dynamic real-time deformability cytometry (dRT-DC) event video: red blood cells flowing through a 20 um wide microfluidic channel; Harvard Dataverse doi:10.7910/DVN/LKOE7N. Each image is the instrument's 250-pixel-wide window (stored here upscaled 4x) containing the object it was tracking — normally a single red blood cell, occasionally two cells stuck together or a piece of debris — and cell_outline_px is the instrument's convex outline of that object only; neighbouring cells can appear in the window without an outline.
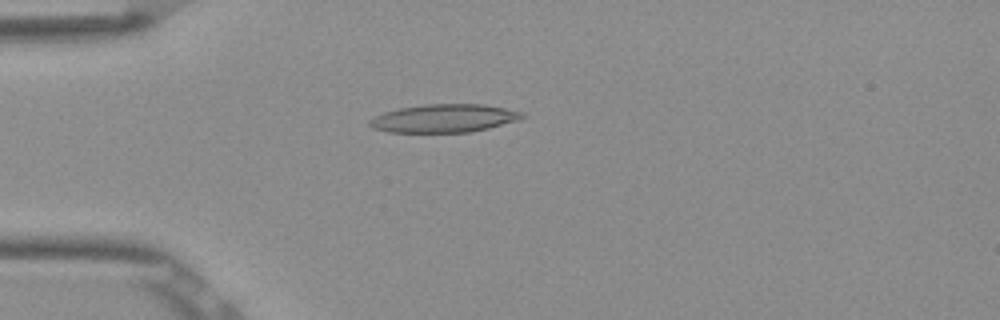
{"species": "Egyptian fruit bat (a non-hibernating species)", "species_latin": "Rousettus aegyptiacus", "temperature_condition": "room temperature", "stored_images_in_passage": 52, "camera_frame_rate_fps": 3000, "um_per_image_px": 0.085, "frame": {"image": 1, "passage_image": 14, "time_ms": 4.333, "image_size_px": [1000, 320], "cell_outline_px": [[528, 116], [516, 120], [488, 128], [472, 132], [388, 132], [372, 128], [368, 124], [368, 120], [384, 112], [400, 108], [428, 104], [484, 104], [524, 112]], "centroid_in_image_um": [37.75, 10.05], "position_along_channel_um": 47.3, "area_um2": 24.97}}
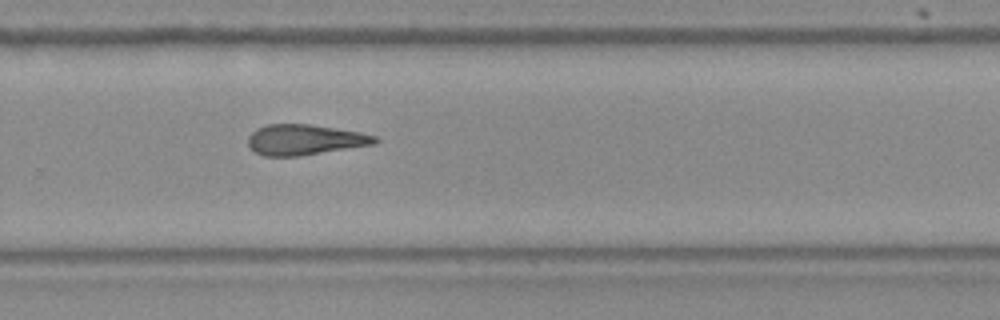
{"frame": {"image": 2, "passage_image": 35, "time_ms": 11.333, "image_size_px": [1000, 320], "cell_outline_px": [[380, 140], [376, 144], [300, 156], [264, 156], [256, 152], [248, 144], [248, 136], [256, 128], [268, 124], [308, 124], [360, 132], [376, 136]], "centroid_in_image_um": [25.92, 11.88], "position_along_channel_um": 303.9, "area_um2": 22.54}}
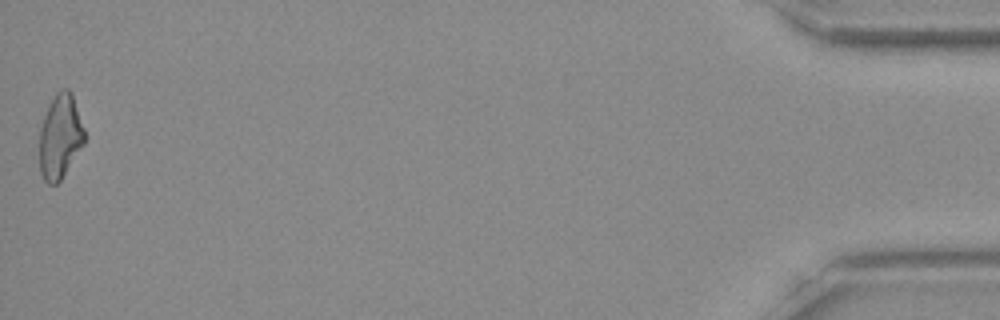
{"frame": {"image": 3, "passage_image": 52, "time_ms": 17.0, "image_size_px": [1000, 320], "cell_outline_px": [[84, 144], [60, 180], [56, 184], [48, 184], [44, 180], [40, 172], [40, 128], [44, 116], [56, 92], [64, 88], [68, 88], [72, 92], [84, 128]], "centroid_in_image_um": [5.11, 11.6], "position_along_channel_um": 430.1, "area_um2": 21.91}, "authors_computed_cell_mechanics": {"area_um2": 23.12, "velocity_mm_per_s": 3.8958, "shape_relaxation_time_tau1_ms": null, "shape_relaxation_time_tau2_ms": 9.529, "deformation_change_tau1": null, "deformation_change_tau2": 0.253}}